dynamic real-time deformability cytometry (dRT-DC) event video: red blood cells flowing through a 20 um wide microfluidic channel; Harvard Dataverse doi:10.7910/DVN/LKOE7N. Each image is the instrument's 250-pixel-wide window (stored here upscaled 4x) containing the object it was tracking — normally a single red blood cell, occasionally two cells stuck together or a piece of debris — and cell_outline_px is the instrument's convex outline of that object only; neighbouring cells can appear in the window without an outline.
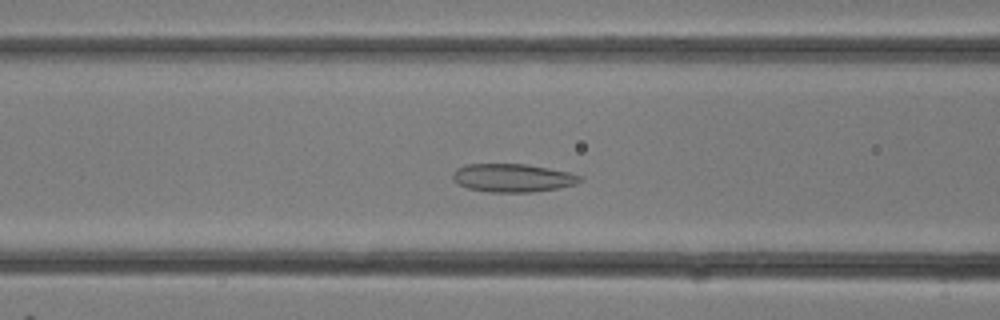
{"species": "common noctule bat (a hibernating species)", "species_latin": "Nyctalus noctula", "temperature_condition": "room temperature", "stored_images_in_passage": 29, "camera_frame_rate_fps": 3000, "um_per_image_px": 0.085, "animal": {"sex": "female"}, "frame": {"image": 1, "passage_image": 11, "time_ms": 3.333, "image_size_px": [1000, 320], "cell_outline_px": [[584, 180], [576, 184], [560, 188], [532, 192], [488, 192], [468, 188], [452, 180], [452, 172], [456, 168], [468, 164], [524, 164], [548, 168], [568, 172], [584, 176]], "centroid_in_image_um": [43.6, 15.12], "position_along_channel_um": 123.0, "area_um2": 21.1}}
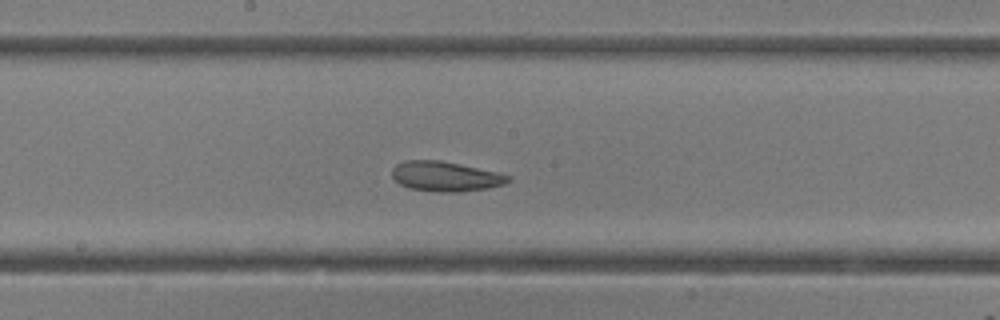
{"frame": {"image": 2, "passage_image": 15, "time_ms": 4.667, "image_size_px": [1000, 320], "cell_outline_px": [[512, 180], [504, 184], [488, 188], [460, 192], [436, 192], [408, 188], [400, 184], [392, 176], [392, 168], [396, 164], [404, 160], [440, 160], [500, 172], [512, 176]], "centroid_in_image_um": [37.89, 14.99], "position_along_channel_um": 210.3, "area_um2": 20.52}}
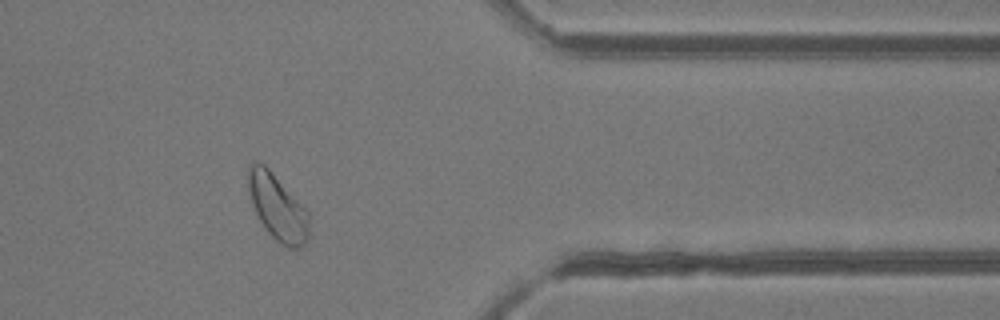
{"frame": {"image": 3, "passage_image": 24, "time_ms": 7.667, "image_size_px": [1000, 320], "cell_outline_px": [[308, 240], [300, 248], [288, 248], [280, 244], [264, 228], [256, 212], [248, 188], [248, 168], [252, 160], [256, 160], [264, 164], [272, 172], [308, 212]], "centroid_in_image_um": [23.58, 17.62], "position_along_channel_um": 387.8, "area_um2": 23.0}}